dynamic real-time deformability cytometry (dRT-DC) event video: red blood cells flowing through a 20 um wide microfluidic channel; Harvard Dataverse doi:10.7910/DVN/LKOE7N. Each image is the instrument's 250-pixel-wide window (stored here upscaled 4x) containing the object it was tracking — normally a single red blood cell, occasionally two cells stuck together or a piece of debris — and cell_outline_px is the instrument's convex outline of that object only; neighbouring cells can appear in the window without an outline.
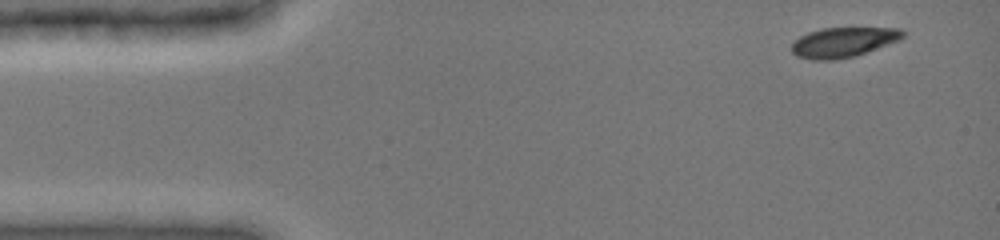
{"species": "common noctule bat (a hibernating species)", "species_latin": "Nyctalus noctula", "temperature_condition": "cold", "stored_images_in_passage": 4, "camera_frame_rate_fps": 3000, "um_per_image_px": 0.085, "animal": {"sex": "female", "body_mass_g": 19.0, "forearm_length_mm": 51.5}, "frame": {"image": 1, "passage_image": 1, "time_ms": 0.0, "image_size_px": [1000, 240], "cell_outline_px": [[904, 36], [900, 40], [856, 56], [832, 60], [812, 60], [796, 56], [792, 52], [792, 44], [800, 36], [808, 32], [820, 28], [900, 28], [904, 32]], "centroid_in_image_um": [71.68, 3.59], "position_along_channel_um": 13.3, "area_um2": 19.42}}
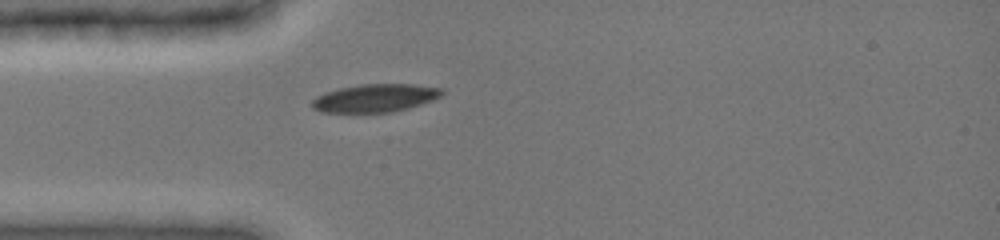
{"frame": {"image": 2, "passage_image": 4, "time_ms": 3.333, "image_size_px": [1000, 240], "cell_outline_px": [[444, 92], [440, 96], [432, 100], [408, 108], [392, 112], [320, 112], [312, 108], [312, 100], [316, 96], [324, 92], [340, 88], [360, 84], [412, 84], [444, 88]], "centroid_in_image_um": [31.87, 8.33], "position_along_channel_um": 53.1, "area_um2": 21.21}}